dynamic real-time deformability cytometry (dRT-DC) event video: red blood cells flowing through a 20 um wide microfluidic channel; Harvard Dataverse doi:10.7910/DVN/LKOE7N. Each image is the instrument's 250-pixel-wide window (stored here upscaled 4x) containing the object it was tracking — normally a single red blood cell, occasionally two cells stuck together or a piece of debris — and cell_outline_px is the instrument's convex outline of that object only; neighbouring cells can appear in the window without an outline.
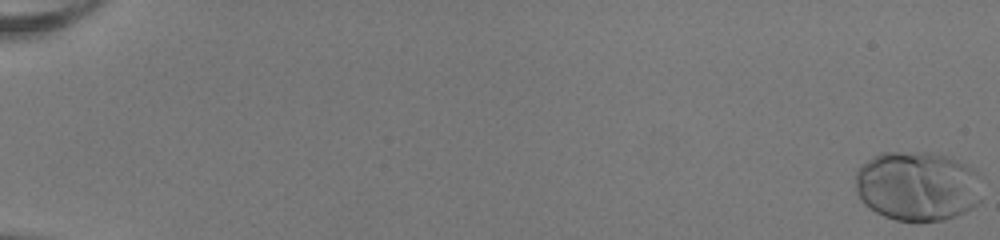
{"species": "human", "species_latin": "Homo sapiens", "temperature_condition": "room temperature", "stored_images_in_passage": 54, "camera_frame_rate_fps": 3000, "um_per_image_px": 0.085, "donor": {"sex": "female"}, "frame": {"image": 1, "passage_image": 1, "time_ms": 0.0, "image_size_px": [1000, 240], "cell_outline_px": [[980, 200], [972, 208], [956, 216], [944, 220], [896, 220], [884, 216], [868, 208], [860, 200], [856, 192], [856, 168], [860, 164], [880, 152], [924, 152], [944, 156], [968, 164], [976, 168], [980, 176]], "centroid_in_image_um": [77.97, 15.8], "position_along_channel_um": 7.0, "area_um2": 51.85}}
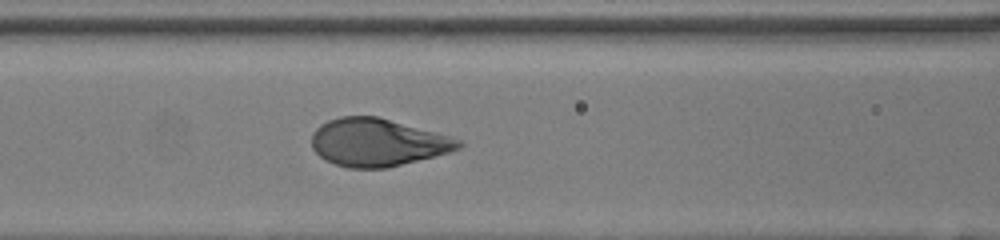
{"frame": {"image": 2, "passage_image": 26, "time_ms": 8.333, "image_size_px": [1000, 240], "cell_outline_px": [[464, 144], [460, 148], [448, 152], [384, 168], [348, 168], [336, 164], [320, 156], [312, 148], [312, 132], [320, 124], [328, 120], [340, 116], [376, 116], [448, 136], [460, 140]], "centroid_in_image_um": [32.03, 12.09], "position_along_channel_um": 134.6, "area_um2": 40.11}}
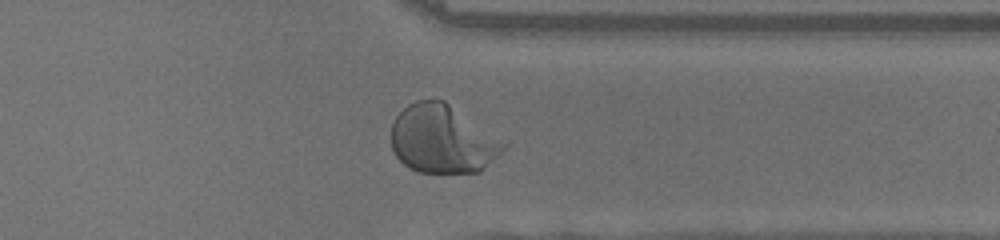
{"frame": {"image": 3, "passage_image": 44, "time_ms": 14.333, "image_size_px": [1000, 240], "cell_outline_px": [[508, 144], [480, 172], [420, 172], [408, 168], [396, 156], [392, 148], [392, 124], [396, 116], [408, 104], [416, 100], [444, 100], [508, 140]], "centroid_in_image_um": [37.65, 11.81], "position_along_channel_um": 373.7, "area_um2": 45.08}}